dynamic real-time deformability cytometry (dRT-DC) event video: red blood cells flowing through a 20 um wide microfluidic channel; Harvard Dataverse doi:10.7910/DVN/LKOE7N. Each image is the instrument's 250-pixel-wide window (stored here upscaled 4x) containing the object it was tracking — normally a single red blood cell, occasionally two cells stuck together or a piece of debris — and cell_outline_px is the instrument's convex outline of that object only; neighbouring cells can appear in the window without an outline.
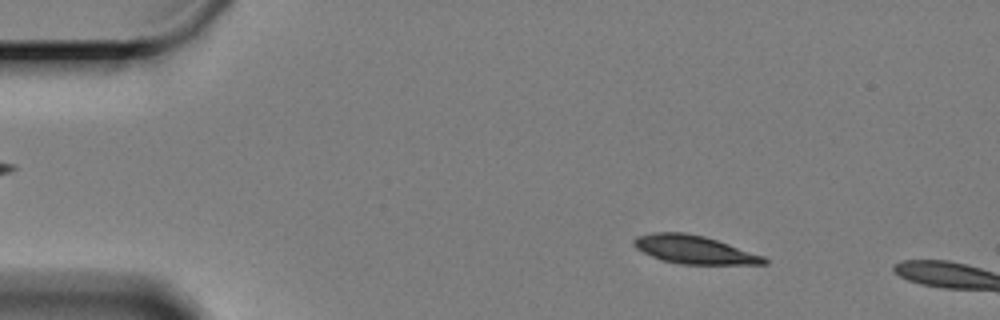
{"species": "Egyptian fruit bat (a non-hibernating species)", "species_latin": "Rousettus aegyptiacus", "temperature_condition": "cold", "stored_images_in_passage": 54, "camera_frame_rate_fps": 3000, "um_per_image_px": 0.085, "animal": {"sex": "female"}, "frame": {"image": 1, "passage_image": 1, "time_ms": 0.0, "image_size_px": [1000, 320], "cell_outline_px": [[768, 264], [680, 264], [660, 260], [636, 248], [632, 244], [632, 240], [636, 236], [652, 232], [684, 232], [704, 236], [764, 256], [768, 260]], "centroid_in_image_um": [58.96, 21.21], "position_along_channel_um": 26.0, "area_um2": 21.39}}
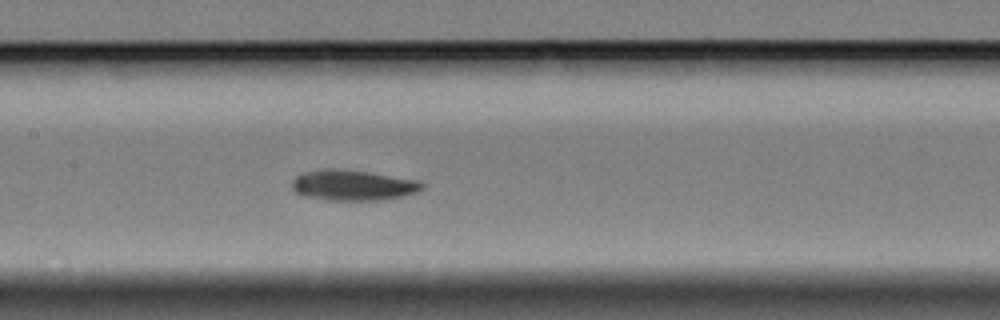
{"frame": {"image": 2, "passage_image": 21, "time_ms": 6.667, "image_size_px": [1000, 320], "cell_outline_px": [[424, 188], [416, 192], [404, 196], [380, 200], [328, 200], [300, 196], [292, 188], [292, 180], [296, 176], [304, 172], [328, 168], [332, 168], [368, 172], [420, 180], [424, 184]], "centroid_in_image_um": [29.99, 15.75], "position_along_channel_um": 177.4, "area_um2": 23.29}}
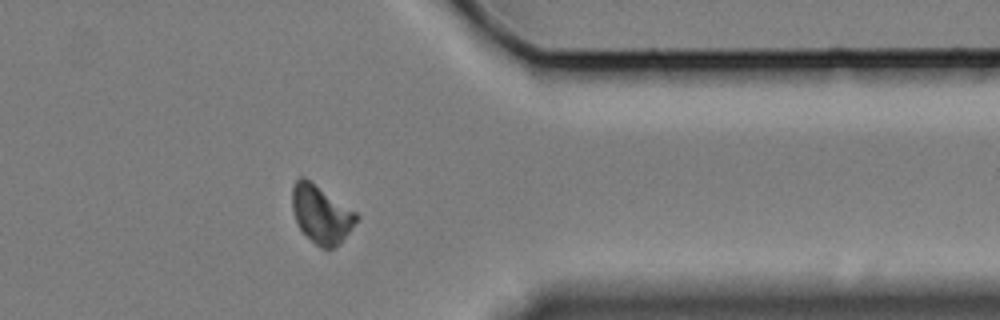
{"frame": {"image": 3, "passage_image": 41, "time_ms": 13.333, "image_size_px": [1000, 320], "cell_outline_px": [[360, 216], [340, 244], [332, 248], [320, 248], [296, 224], [292, 208], [292, 188], [296, 180], [300, 176], [304, 176], [356, 212]], "centroid_in_image_um": [27.29, 18.2], "position_along_channel_um": 384.1, "area_um2": 21.5}}